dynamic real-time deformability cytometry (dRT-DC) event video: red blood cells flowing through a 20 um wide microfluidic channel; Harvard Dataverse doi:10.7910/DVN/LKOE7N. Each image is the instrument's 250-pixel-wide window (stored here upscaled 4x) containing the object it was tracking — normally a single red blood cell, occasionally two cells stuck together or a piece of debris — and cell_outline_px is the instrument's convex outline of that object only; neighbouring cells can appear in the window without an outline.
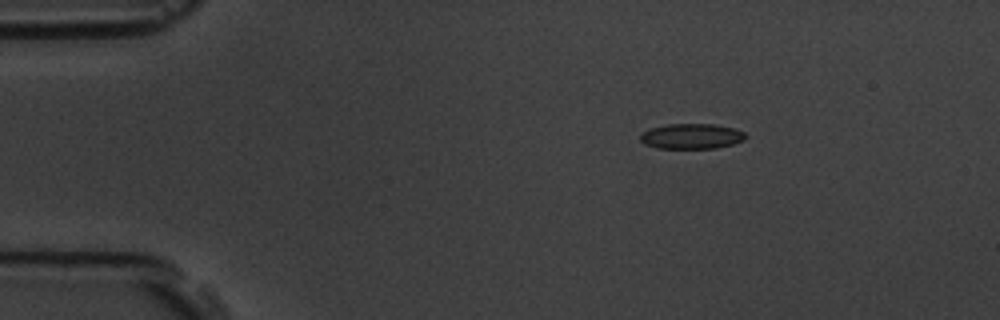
{"species": "common noctule bat (a hibernating species)", "species_latin": "Nyctalus noctula", "temperature_condition": "room temperature", "stored_images_in_passage": 3, "camera_frame_rate_fps": 3000, "um_per_image_px": 0.085, "animal": {"sex": "male", "body_mass_g": 19.5, "forearm_length_mm": 54.6}, "frame": {"image": 1, "passage_image": 1, "time_ms": 0.0, "image_size_px": [1000, 320], "cell_outline_px": [[748, 136], [744, 140], [732, 144], [716, 148], [656, 148], [644, 144], [640, 140], [640, 136], [644, 132], [652, 128], [668, 124], [712, 124], [736, 128], [744, 132]], "centroid_in_image_um": [58.81, 11.58], "position_along_channel_um": 26.2, "area_um2": 15.49}}
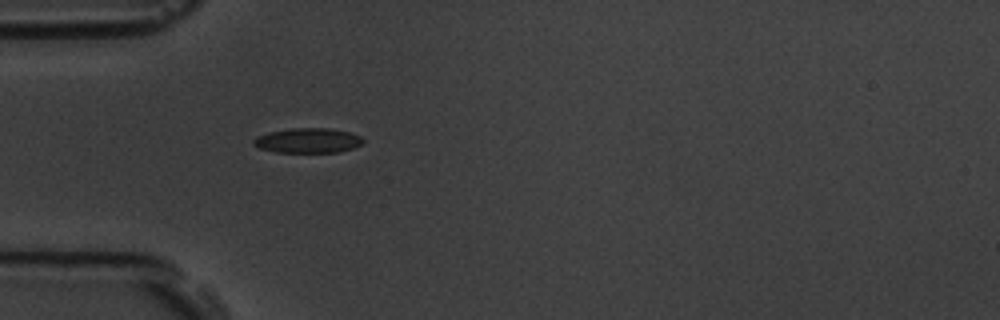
{"frame": {"image": 2, "passage_image": 3, "time_ms": 2.667, "image_size_px": [1000, 320], "cell_outline_px": [[364, 144], [340, 152], [276, 152], [260, 148], [252, 144], [252, 140], [256, 136], [268, 132], [292, 128], [328, 128], [348, 132], [360, 136], [364, 140]], "centroid_in_image_um": [26.16, 11.94], "position_along_channel_um": 58.8, "area_um2": 15.9}}